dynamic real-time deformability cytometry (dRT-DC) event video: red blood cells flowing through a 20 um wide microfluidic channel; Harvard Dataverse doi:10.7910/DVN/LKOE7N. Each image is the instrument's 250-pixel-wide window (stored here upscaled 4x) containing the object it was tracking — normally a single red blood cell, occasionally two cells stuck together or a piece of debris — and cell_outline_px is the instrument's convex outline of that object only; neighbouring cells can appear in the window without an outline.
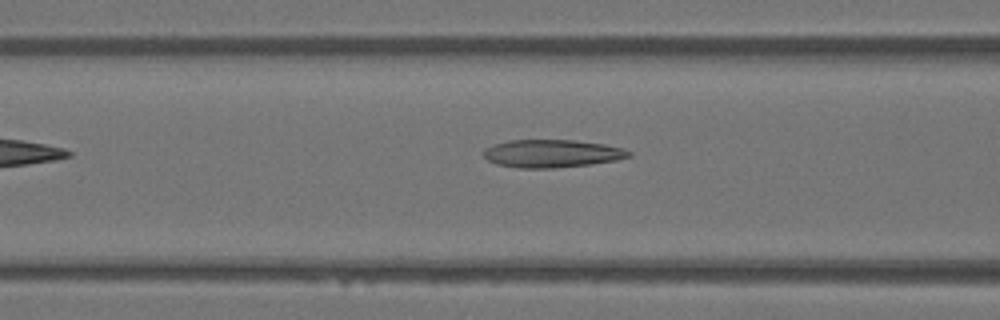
{"species": "Egyptian fruit bat (a non-hibernating species)", "species_latin": "Rousettus aegyptiacus", "temperature_condition": "warm", "stored_images_in_passage": 30, "camera_frame_rate_fps": 3000, "um_per_image_px": 0.085, "animal": {"sex": "female"}, "frame": {"image": 1, "passage_image": 7, "time_ms": 2.0, "image_size_px": [1000, 320], "cell_outline_px": [[632, 156], [616, 160], [592, 164], [556, 168], [520, 168], [496, 164], [488, 160], [484, 156], [484, 148], [508, 140], [576, 140], [604, 144], [624, 148], [632, 152]], "centroid_in_image_um": [46.95, 13.05], "position_along_channel_um": 119.7, "area_um2": 23.7}}
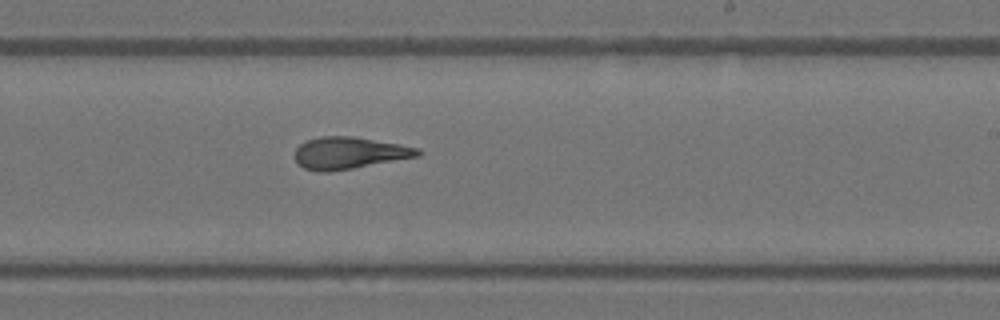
{"frame": {"image": 2, "passage_image": 17, "time_ms": 5.333, "image_size_px": [1000, 320], "cell_outline_px": [[424, 152], [420, 156], [352, 168], [328, 172], [316, 172], [304, 168], [296, 160], [296, 148], [304, 140], [320, 136], [352, 136], [400, 144], [420, 148]], "centroid_in_image_um": [29.7, 12.99], "position_along_channel_um": 259.3, "area_um2": 22.95}}
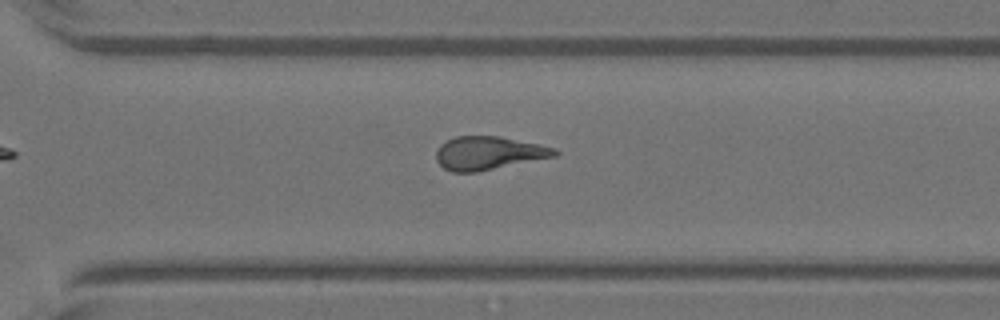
{"frame": {"image": 3, "passage_image": 22, "time_ms": 7.0, "image_size_px": [1000, 320], "cell_outline_px": [[560, 152], [556, 156], [476, 172], [452, 172], [444, 168], [436, 160], [436, 152], [440, 144], [456, 136], [500, 136], [540, 144], [556, 148]], "centroid_in_image_um": [41.54, 13.0], "position_along_channel_um": 329.1, "area_um2": 23.0}}